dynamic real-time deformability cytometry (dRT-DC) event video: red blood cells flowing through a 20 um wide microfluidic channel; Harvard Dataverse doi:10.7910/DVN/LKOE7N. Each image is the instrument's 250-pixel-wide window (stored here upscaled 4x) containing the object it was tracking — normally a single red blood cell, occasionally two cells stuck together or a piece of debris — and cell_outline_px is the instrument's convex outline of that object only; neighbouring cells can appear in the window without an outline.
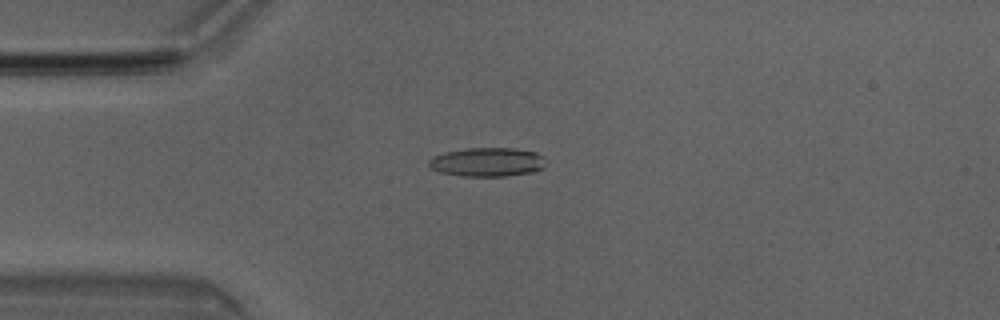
{"species": "Egyptian fruit bat (a non-hibernating species)", "species_latin": "Rousettus aegyptiacus", "temperature_condition": "room temperature", "stored_images_in_passage": 50, "camera_frame_rate_fps": 3000, "um_per_image_px": 0.085, "animal": {"sex": "male"}, "frame": {"image": 1, "passage_image": 12, "time_ms": 3.667, "image_size_px": [1000, 320], "cell_outline_px": [[544, 168], [532, 172], [504, 176], [464, 176], [440, 172], [432, 168], [428, 164], [428, 160], [432, 156], [444, 152], [468, 148], [516, 148], [536, 152], [544, 156]], "centroid_in_image_um": [41.42, 13.76], "position_along_channel_um": 43.6, "area_um2": 19.77}}
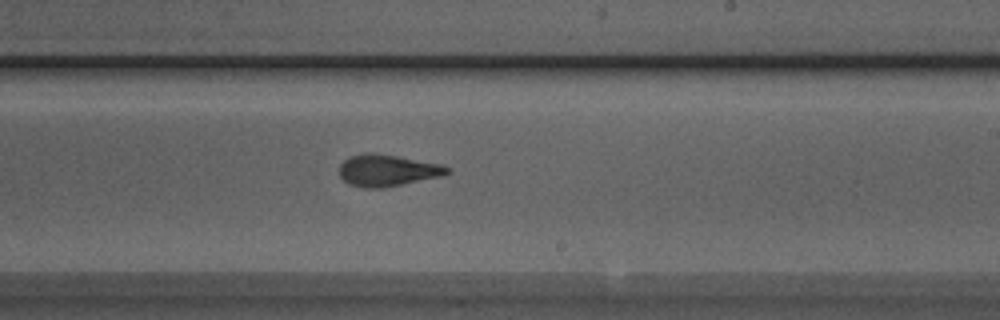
{"frame": {"image": 2, "passage_image": 29, "time_ms": 9.333, "image_size_px": [1000, 320], "cell_outline_px": [[452, 172], [444, 176], [384, 188], [364, 188], [348, 184], [340, 176], [340, 164], [348, 156], [364, 152], [376, 152], [444, 164], [452, 168]], "centroid_in_image_um": [32.98, 14.47], "position_along_channel_um": 256.0, "area_um2": 20.58}}
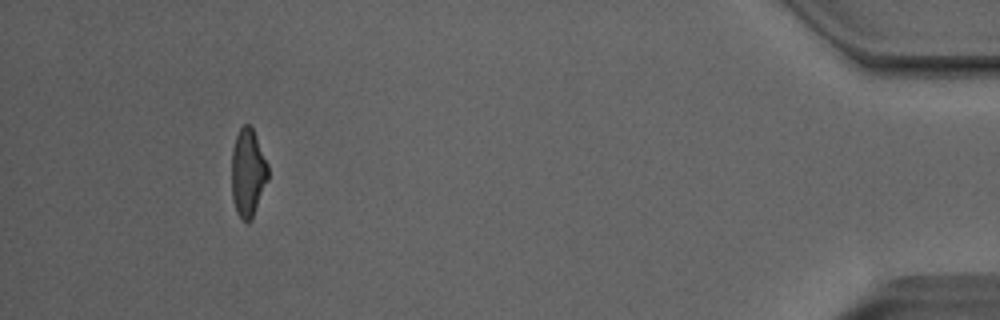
{"frame": {"image": 3, "passage_image": 46, "time_ms": 15.0, "image_size_px": [1000, 320], "cell_outline_px": [[268, 180], [252, 220], [244, 220], [236, 212], [232, 200], [232, 148], [236, 136], [240, 128], [244, 124], [248, 124], [252, 128], [256, 136], [268, 164]], "centroid_in_image_um": [21.07, 14.69], "position_along_channel_um": 414.1, "area_um2": 18.67}, "authors_computed_cell_mechanics": {"area_um2": 19.7387, "velocity_mm_per_s": 4.0628, "shape_relaxation_time_tau1_ms": 4.7499, "shape_relaxation_time_tau2_ms": 1.7027, "deformation_change_tau1": 0.2079, "deformation_change_tau2": 0.1119}}